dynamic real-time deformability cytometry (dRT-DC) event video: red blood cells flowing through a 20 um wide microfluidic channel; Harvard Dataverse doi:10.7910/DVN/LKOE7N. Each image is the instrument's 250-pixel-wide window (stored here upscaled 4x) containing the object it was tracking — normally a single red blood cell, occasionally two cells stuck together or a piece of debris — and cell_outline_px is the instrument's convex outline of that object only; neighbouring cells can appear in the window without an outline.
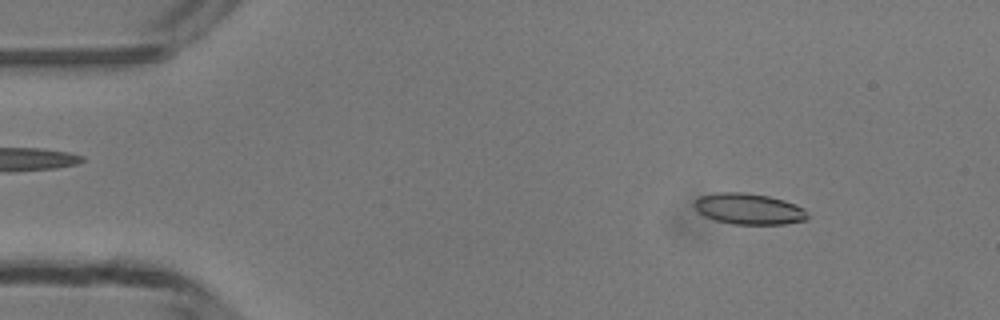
{"species": "common noctule bat (a hibernating species)", "species_latin": "Nyctalus noctula", "temperature_condition": "room temperature", "stored_images_in_passage": 48, "camera_frame_rate_fps": 3000, "um_per_image_px": 0.085, "animal": {"sex": "male", "body_mass_g": 13.3}, "frame": {"image": 1, "passage_image": 6, "time_ms": 1.667, "image_size_px": [1000, 320], "cell_outline_px": [[808, 220], [784, 224], [732, 224], [716, 220], [704, 216], [692, 204], [700, 196], [720, 192], [748, 192], [768, 196], [784, 200], [796, 204], [804, 208], [808, 212]], "centroid_in_image_um": [63.69, 17.75], "position_along_channel_um": 21.3, "area_um2": 20.58}}
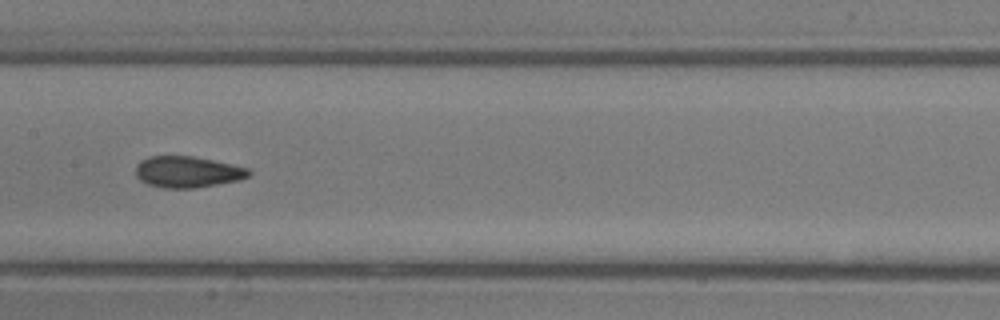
{"frame": {"image": 2, "passage_image": 24, "time_ms": 7.667, "image_size_px": [1000, 320], "cell_outline_px": [[252, 172], [248, 176], [240, 180], [196, 188], [164, 188], [148, 184], [140, 180], [136, 176], [136, 164], [140, 160], [152, 156], [192, 156], [212, 160], [248, 168]], "centroid_in_image_um": [15.92, 14.62], "position_along_channel_um": 191.5, "area_um2": 20.58}}
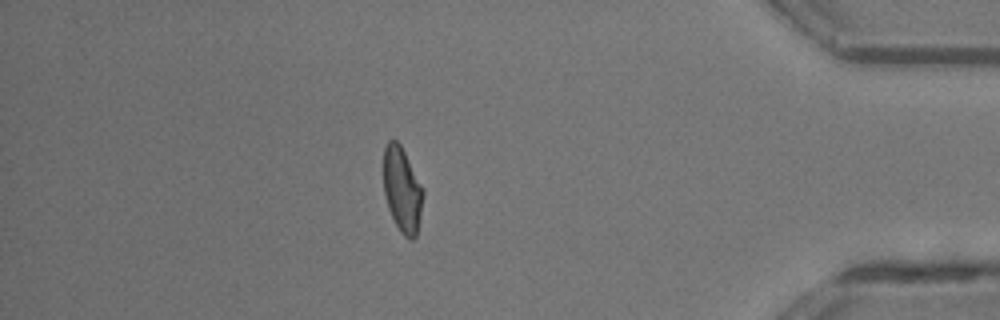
{"frame": {"image": 3, "passage_image": 42, "time_ms": 13.667, "image_size_px": [1000, 320], "cell_outline_px": [[424, 192], [416, 236], [412, 240], [408, 240], [400, 232], [388, 208], [384, 192], [384, 148], [388, 140], [396, 140], [400, 144], [424, 188]], "centroid_in_image_um": [34.19, 16.13], "position_along_channel_um": 401.0, "area_um2": 19.54}, "authors_computed_cell_mechanics": {"area_um2": 20.2878, "velocity_mm_per_s": 4.2105, "shape_relaxation_time_tau1_ms": 4.6486, "shape_relaxation_time_tau2_ms": 1.8501, "deformation_change_tau1": 0.1484, "deformation_change_tau2": 0.0894}}